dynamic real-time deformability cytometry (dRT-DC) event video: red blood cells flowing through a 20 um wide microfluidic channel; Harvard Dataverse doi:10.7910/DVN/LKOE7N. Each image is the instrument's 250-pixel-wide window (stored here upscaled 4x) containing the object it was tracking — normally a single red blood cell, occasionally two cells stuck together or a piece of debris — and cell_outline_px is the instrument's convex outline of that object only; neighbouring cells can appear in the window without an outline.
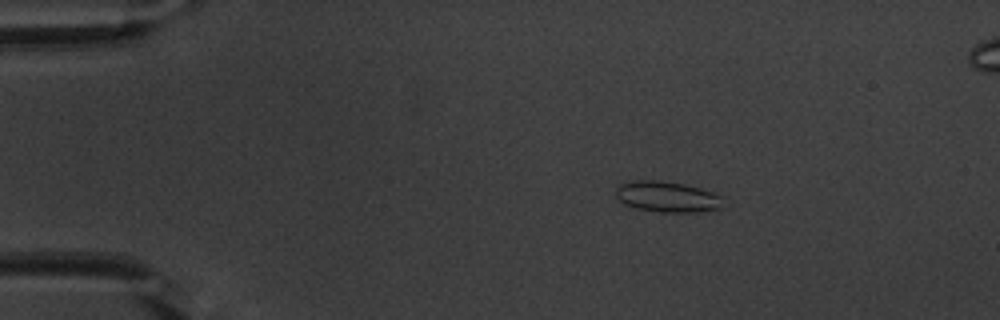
{"species": "common noctule bat (a hibernating species)", "species_latin": "Nyctalus noctula", "temperature_condition": "warm", "stored_images_in_passage": 47, "camera_frame_rate_fps": 3000, "um_per_image_px": 0.085, "animal": {"sex": "male", "body_mass_g": 20.1, "forearm_length_mm": 53.5}, "frame": {"image": 1, "passage_image": 3, "time_ms": 0.667, "image_size_px": [1000, 320], "cell_outline_px": [[724, 208], [696, 212], [660, 212], [636, 208], [624, 204], [616, 196], [616, 188], [620, 184], [632, 180], [656, 180], [684, 184], [700, 188], [724, 196]], "centroid_in_image_um": [56.76, 16.73], "position_along_channel_um": 28.2, "area_um2": 19.48}}
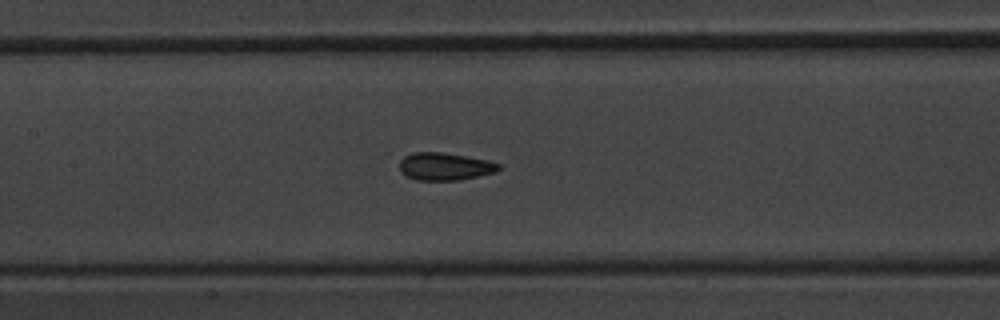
{"frame": {"image": 2, "passage_image": 19, "time_ms": 6.0, "image_size_px": [1000, 320], "cell_outline_px": [[500, 168], [496, 172], [456, 180], [416, 180], [400, 172], [400, 160], [404, 156], [416, 152], [440, 152], [468, 156], [488, 160], [500, 164]], "centroid_in_image_um": [37.81, 14.14], "position_along_channel_um": 169.6, "area_um2": 15.84}}
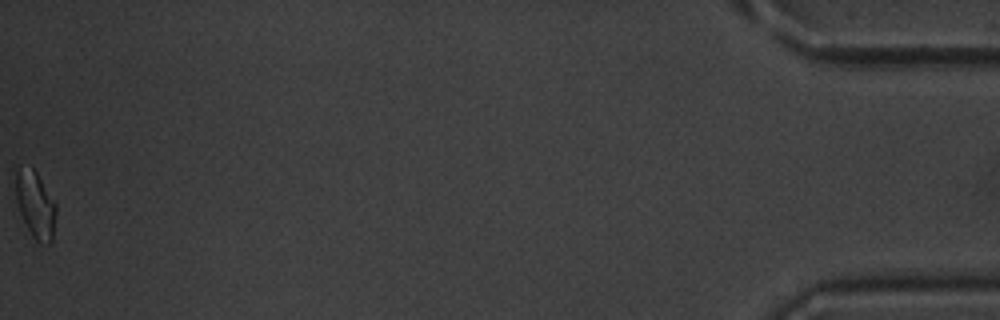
{"frame": {"image": 3, "passage_image": 47, "time_ms": 15.333, "image_size_px": [1000, 320], "cell_outline_px": [[56, 212], [52, 240], [48, 244], [40, 244], [32, 236], [20, 212], [16, 200], [12, 168], [20, 164], [32, 168], [36, 172], [56, 204]], "centroid_in_image_um": [2.95, 17.31], "position_along_channel_um": 432.3, "area_um2": 16.13}, "authors_computed_cell_mechanics": {"area_um2": 15.9528, "velocity_mm_per_s": 3.8392, "shape_relaxation_time_tau1_ms": 3.7217, "shape_relaxation_time_tau2_ms": 1.7294, "deformation_change_tau1": 0.0906, "deformation_change_tau2": 0.06}}